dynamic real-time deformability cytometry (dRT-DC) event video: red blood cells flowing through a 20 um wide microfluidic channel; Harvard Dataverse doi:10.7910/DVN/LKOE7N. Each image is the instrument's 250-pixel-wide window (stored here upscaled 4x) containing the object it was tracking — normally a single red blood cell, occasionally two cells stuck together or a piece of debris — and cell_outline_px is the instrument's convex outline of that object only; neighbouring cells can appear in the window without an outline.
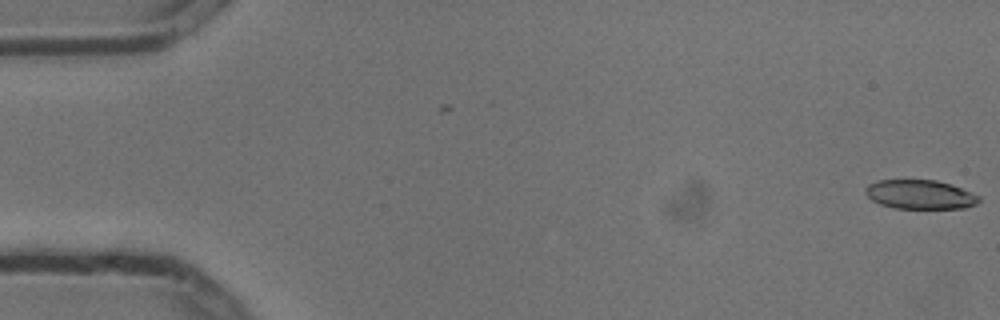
{"species": "common noctule bat (a hibernating species)", "species_latin": "Nyctalus noctula", "temperature_condition": "cold", "stored_images_in_passage": 6, "camera_frame_rate_fps": 3000, "um_per_image_px": 0.085, "animal": {"sex": "male", "body_mass_g": 13.3}, "frame": {"image": 1, "passage_image": 1, "time_ms": 0.0, "image_size_px": [1000, 320], "cell_outline_px": [[980, 200], [976, 204], [964, 208], [892, 208], [880, 204], [872, 200], [864, 192], [864, 188], [868, 184], [880, 180], [936, 180], [952, 184], [972, 192], [980, 196]], "centroid_in_image_um": [78.21, 16.53], "position_along_channel_um": 6.8, "area_um2": 19.36}}
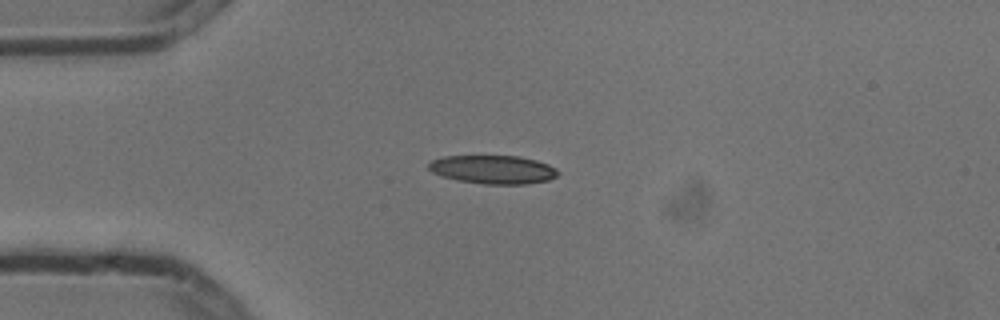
{"frame": {"image": 2, "passage_image": 4, "time_ms": 1.0, "image_size_px": [1000, 320], "cell_outline_px": [[560, 172], [556, 176], [548, 180], [528, 184], [484, 184], [456, 180], [440, 176], [432, 172], [428, 168], [428, 164], [432, 160], [444, 156], [520, 156], [536, 160], [548, 164], [556, 168]], "centroid_in_image_um": [41.91, 14.41], "position_along_channel_um": 43.1, "area_um2": 21.62}}
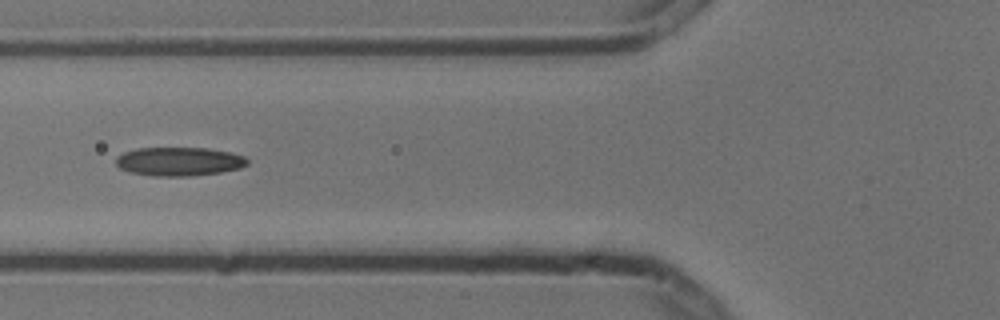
{"frame": {"image": 3, "passage_image": 6, "time_ms": 1.667, "image_size_px": [1000, 320], "cell_outline_px": [[248, 164], [240, 168], [220, 172], [188, 176], [152, 176], [132, 172], [120, 168], [116, 164], [116, 156], [124, 152], [136, 148], [208, 148], [228, 152], [244, 156], [248, 160]], "centroid_in_image_um": [15.21, 13.72], "position_along_channel_um": 110.6, "area_um2": 21.91}}